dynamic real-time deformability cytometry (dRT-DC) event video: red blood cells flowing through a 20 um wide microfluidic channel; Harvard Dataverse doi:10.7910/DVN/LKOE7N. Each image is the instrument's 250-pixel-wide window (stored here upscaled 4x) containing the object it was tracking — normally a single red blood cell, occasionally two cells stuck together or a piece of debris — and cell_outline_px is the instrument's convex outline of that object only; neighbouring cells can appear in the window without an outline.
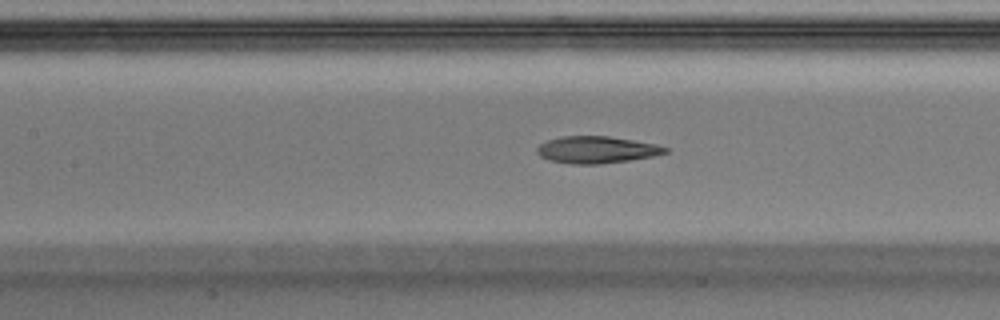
{"species": "Egyptian fruit bat (a non-hibernating species)", "species_latin": "Rousettus aegyptiacus", "temperature_condition": "warm", "stored_images_in_passage": 50, "camera_frame_rate_fps": 3000, "um_per_image_px": 0.085, "animal": {"sex": "male"}, "frame": {"image": 1, "passage_image": 22, "time_ms": 7.0, "image_size_px": [1000, 320], "cell_outline_px": [[668, 152], [652, 156], [628, 160], [596, 164], [572, 164], [548, 160], [540, 156], [536, 152], [536, 148], [540, 144], [548, 140], [560, 136], [608, 136], [656, 144], [668, 148]], "centroid_in_image_um": [50.67, 12.72], "position_along_channel_um": 156.7, "area_um2": 20.0}, "authors_computed_cell_mechanics": {"area_um2": 20.8658, "velocity_mm_per_s": 4.0741, "shape_relaxation_time_tau1_ms": null, "shape_relaxation_time_tau2_ms": 2.4403, "deformation_change_tau1": null, "deformation_change_tau2": 0.1238}}